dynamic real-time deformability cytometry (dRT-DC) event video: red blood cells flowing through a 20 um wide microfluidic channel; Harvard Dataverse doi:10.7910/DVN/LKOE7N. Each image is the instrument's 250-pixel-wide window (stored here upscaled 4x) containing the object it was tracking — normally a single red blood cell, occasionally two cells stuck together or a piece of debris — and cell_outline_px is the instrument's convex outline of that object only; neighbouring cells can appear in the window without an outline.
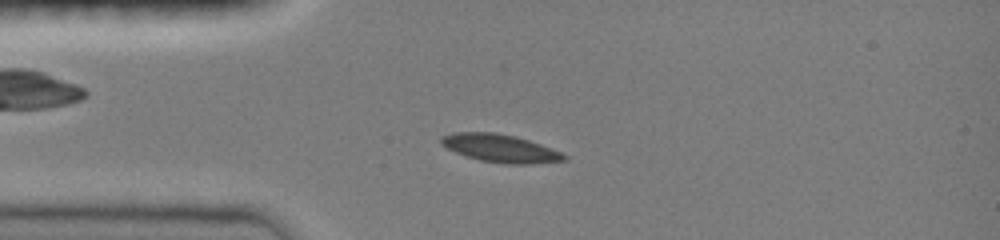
{"species": "common noctule bat (a hibernating species)", "species_latin": "Nyctalus noctula", "temperature_condition": "room temperature", "stored_images_in_passage": 44, "camera_frame_rate_fps": 3000, "um_per_image_px": 0.085, "animal": {"sex": "female", "body_mass_g": 19.0, "forearm_length_mm": 51.5}, "frame": {"image": 1, "passage_image": 11, "time_ms": 3.333, "image_size_px": [1000, 240], "cell_outline_px": [[568, 160], [528, 164], [504, 164], [480, 160], [456, 152], [440, 144], [440, 136], [452, 132], [496, 132], [516, 136], [552, 148], [568, 156]], "centroid_in_image_um": [42.52, 12.59], "position_along_channel_um": 42.5, "area_um2": 20.06}}
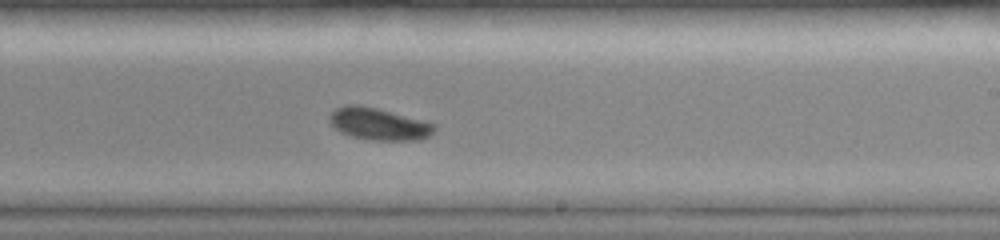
{"frame": {"image": 2, "passage_image": 28, "time_ms": 9.0, "image_size_px": [1000, 240], "cell_outline_px": [[436, 128], [428, 136], [420, 140], [372, 140], [352, 136], [340, 132], [328, 120], [328, 116], [336, 108], [348, 104], [356, 104], [376, 108], [424, 120], [436, 124]], "centroid_in_image_um": [32.19, 10.53], "position_along_channel_um": 256.8, "area_um2": 19.54}}
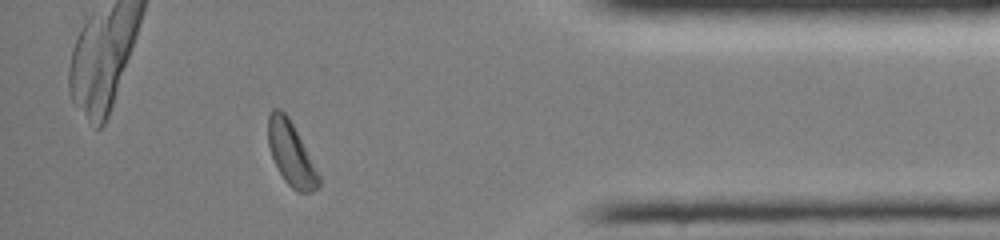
{"frame": {"image": 3, "passage_image": 41, "time_ms": 13.333, "image_size_px": [1000, 240], "cell_outline_px": [[320, 184], [316, 188], [308, 192], [296, 192], [284, 180], [272, 156], [268, 144], [268, 112], [272, 108], [280, 108], [288, 116], [320, 176]], "centroid_in_image_um": [24.71, 13.04], "position_along_channel_um": 410.5, "area_um2": 18.38}, "authors_computed_cell_mechanics": {"area_um2": 19.2185, "velocity_mm_per_s": 4.0384, "shape_relaxation_time_tau1_ms": 2.3924, "shape_relaxation_time_tau2_ms": null, "deformation_change_tau1": 0.1185, "deformation_change_tau2": null}}